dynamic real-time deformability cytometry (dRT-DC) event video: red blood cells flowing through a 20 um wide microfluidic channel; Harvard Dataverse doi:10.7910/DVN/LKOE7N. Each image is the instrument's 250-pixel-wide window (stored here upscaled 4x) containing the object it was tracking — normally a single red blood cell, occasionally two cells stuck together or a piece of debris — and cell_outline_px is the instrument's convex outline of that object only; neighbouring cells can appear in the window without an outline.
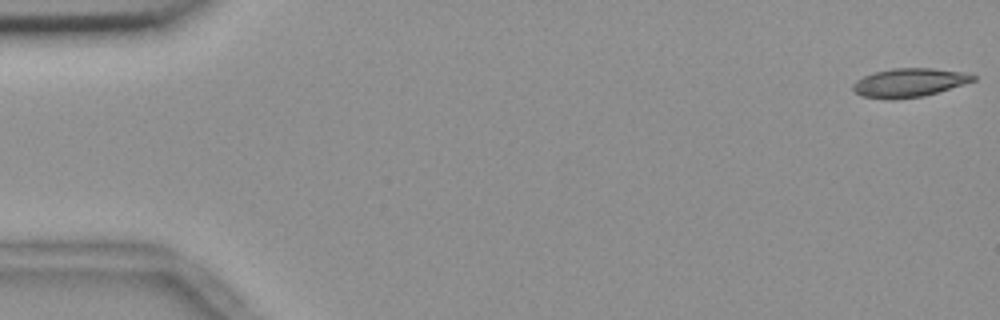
{"species": "common noctule bat (a hibernating species)", "species_latin": "Nyctalus noctula", "temperature_condition": "room temperature", "stored_images_in_passage": 55, "camera_frame_rate_fps": 3000, "um_per_image_px": 0.085, "animal": {"sex": "female", "body_mass_g": 18.4}, "frame": {"image": 1, "passage_image": 1, "time_ms": 0.0, "image_size_px": [1000, 320], "cell_outline_px": [[976, 80], [924, 96], [892, 100], [888, 100], [860, 96], [852, 88], [852, 84], [856, 80], [864, 76], [876, 72], [892, 68], [932, 68], [960, 72], [976, 76]], "centroid_in_image_um": [77.23, 7.04], "position_along_channel_um": 7.8, "area_um2": 20.0}}
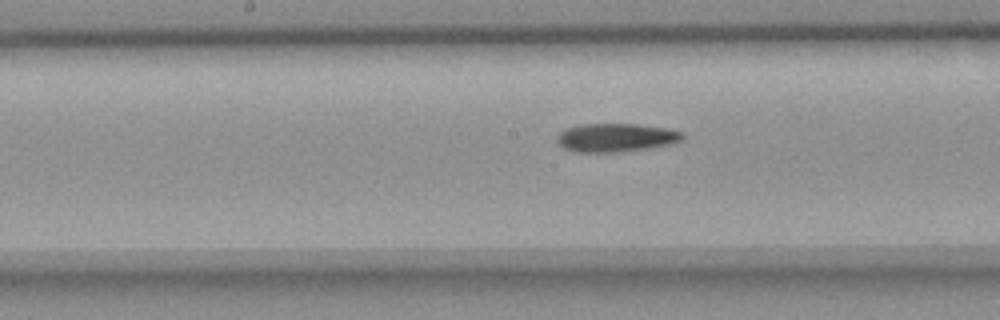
{"frame": {"image": 2, "passage_image": 28, "time_ms": 9.0, "image_size_px": [1000, 320], "cell_outline_px": [[684, 140], [668, 144], [648, 148], [616, 152], [572, 152], [564, 148], [556, 140], [556, 136], [560, 132], [568, 128], [580, 124], [636, 124], [668, 128], [684, 132]], "centroid_in_image_um": [52.36, 11.69], "position_along_channel_um": 195.8, "area_um2": 20.87}}
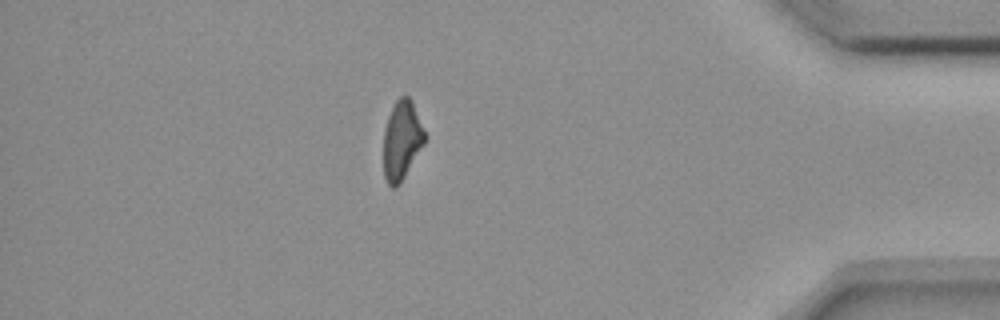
{"frame": {"image": 3, "passage_image": 48, "time_ms": 15.667, "image_size_px": [1000, 320], "cell_outline_px": [[428, 136], [424, 144], [400, 184], [396, 188], [392, 188], [388, 184], [384, 176], [384, 128], [388, 116], [396, 100], [400, 96], [408, 96], [412, 100]], "centroid_in_image_um": [34.17, 11.91], "position_along_channel_um": 401.0, "area_um2": 19.25}}